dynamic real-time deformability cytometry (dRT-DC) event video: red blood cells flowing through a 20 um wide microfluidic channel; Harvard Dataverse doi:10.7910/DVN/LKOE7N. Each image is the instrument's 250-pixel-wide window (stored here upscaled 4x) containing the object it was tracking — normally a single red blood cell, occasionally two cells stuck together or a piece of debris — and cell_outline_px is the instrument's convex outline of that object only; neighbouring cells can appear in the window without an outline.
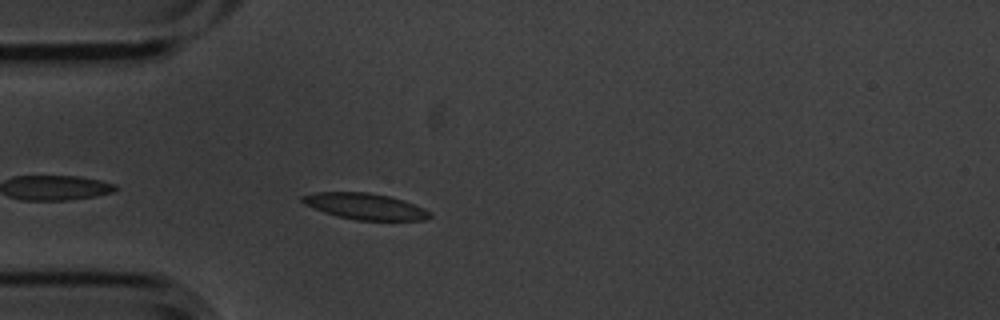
{"species": "common noctule bat (a hibernating species)", "species_latin": "Nyctalus noctula", "temperature_condition": "cold", "stored_images_in_passage": 5, "camera_frame_rate_fps": 3000, "um_per_image_px": 0.085, "animal": {"sex": "male", "body_mass_g": 20.1, "forearm_length_mm": 53.5}, "frame": {"image": 1, "passage_image": 5, "time_ms": 1.333, "image_size_px": [1000, 320], "cell_outline_px": [[432, 216], [428, 220], [356, 220], [336, 216], [324, 212], [304, 204], [300, 200], [300, 196], [316, 192], [368, 192], [388, 196], [404, 200], [424, 208], [432, 212]], "centroid_in_image_um": [31.05, 17.54], "position_along_channel_um": 54.0, "area_um2": 19.59}}